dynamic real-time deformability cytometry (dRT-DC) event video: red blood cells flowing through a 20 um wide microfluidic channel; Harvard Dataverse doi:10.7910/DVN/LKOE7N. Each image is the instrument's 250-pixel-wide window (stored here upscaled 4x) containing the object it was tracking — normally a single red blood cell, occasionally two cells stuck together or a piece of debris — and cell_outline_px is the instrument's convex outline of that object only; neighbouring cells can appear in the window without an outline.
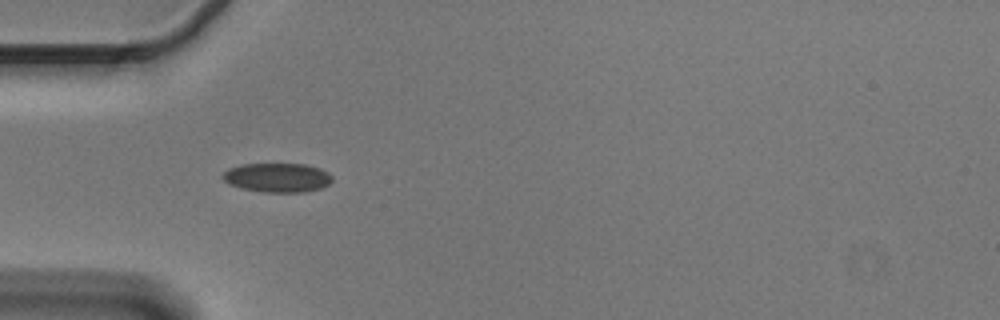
{"species": "Egyptian fruit bat (a non-hibernating species)", "species_latin": "Rousettus aegyptiacus", "temperature_condition": "cold", "stored_images_in_passage": 6, "segment_of_instrument_passage": [2, 2], "camera_frame_rate_fps": 3000, "um_per_image_px": 0.085, "animal": {"sex": "male"}, "frame": {"image": 1, "passage_image": 5, "time_ms": 1.333, "image_size_px": [1000, 320], "cell_outline_px": [[332, 180], [328, 184], [320, 188], [304, 192], [264, 192], [240, 188], [228, 184], [220, 176], [228, 168], [240, 164], [304, 164], [320, 168], [328, 172], [332, 176]], "centroid_in_image_um": [23.54, 15.09], "position_along_channel_um": 61.5, "area_um2": 18.73}}
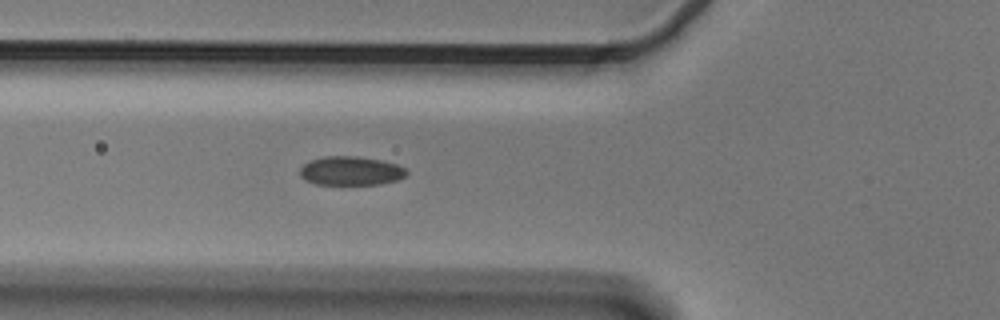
{"frame": {"image": 2, "passage_image": 6, "time_ms": 1.667, "image_size_px": [1000, 320], "cell_outline_px": [[408, 172], [404, 176], [396, 180], [380, 184], [316, 184], [300, 176], [300, 168], [308, 160], [324, 156], [356, 156], [380, 160], [396, 164], [404, 168]], "centroid_in_image_um": [29.79, 14.51], "position_along_channel_um": 96.0, "area_um2": 17.8}}